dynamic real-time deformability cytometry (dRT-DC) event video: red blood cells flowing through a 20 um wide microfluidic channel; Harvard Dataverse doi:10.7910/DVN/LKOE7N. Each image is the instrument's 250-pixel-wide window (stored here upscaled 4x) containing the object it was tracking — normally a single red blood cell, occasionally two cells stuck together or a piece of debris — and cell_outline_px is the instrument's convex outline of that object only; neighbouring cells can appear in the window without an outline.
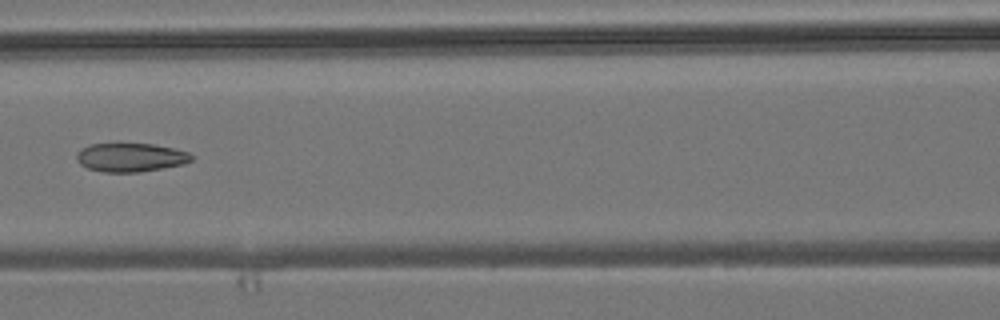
{"species": "common noctule bat (a hibernating species)", "species_latin": "Nyctalus noctula", "temperature_condition": "room temperature", "stored_images_in_passage": 7, "camera_frame_rate_fps": 3000, "um_per_image_px": 0.085, "animal": {"sex": "male", "body_mass_g": 19.2, "forearm_length_mm": 51.8}, "frame": {"image": 1, "passage_image": 7, "time_ms": 7.0, "image_size_px": [1000, 320], "cell_outline_px": [[196, 156], [192, 160], [184, 164], [140, 172], [104, 172], [88, 168], [80, 164], [76, 160], [76, 152], [80, 148], [88, 144], [152, 144], [172, 148], [188, 152]], "centroid_in_image_um": [11.09, 13.38], "position_along_channel_um": 155.5, "area_um2": 19.31}}